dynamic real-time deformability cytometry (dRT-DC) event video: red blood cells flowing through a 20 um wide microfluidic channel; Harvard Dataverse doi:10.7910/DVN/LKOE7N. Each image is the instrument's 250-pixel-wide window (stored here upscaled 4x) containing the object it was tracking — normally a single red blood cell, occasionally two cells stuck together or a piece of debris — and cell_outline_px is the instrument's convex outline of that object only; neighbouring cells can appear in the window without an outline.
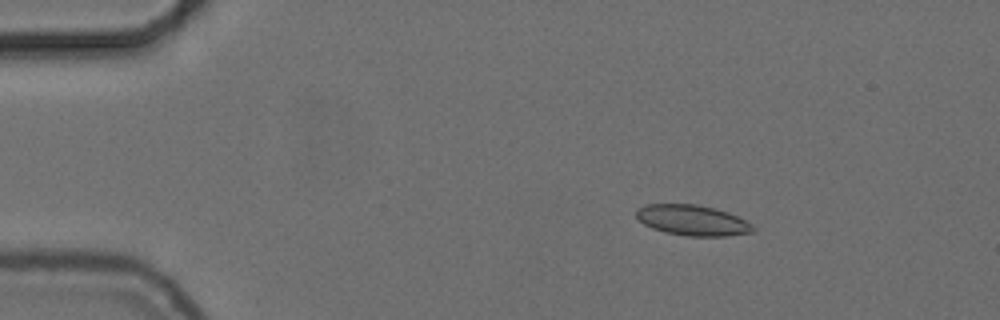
{"species": "common noctule bat (a hibernating species)", "species_latin": "Nyctalus noctula", "temperature_condition": "cold", "stored_images_in_passage": 47, "camera_frame_rate_fps": 3000, "um_per_image_px": 0.085, "animal": {"sex": "female", "body_mass_g": 24.6, "forearm_length_mm": 56.2}, "frame": {"image": 1, "passage_image": 1, "time_ms": 0.0, "image_size_px": [1000, 320], "cell_outline_px": [[756, 232], [724, 236], [688, 236], [664, 232], [652, 228], [644, 224], [636, 216], [636, 208], [644, 204], [696, 204], [716, 208], [728, 212], [752, 224], [756, 228]], "centroid_in_image_um": [58.86, 18.72], "position_along_channel_um": 26.1, "area_um2": 20.92}}
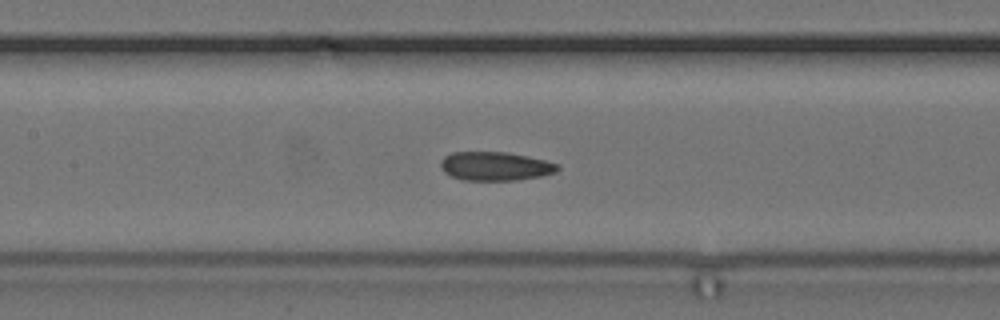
{"frame": {"image": 2, "passage_image": 18, "time_ms": 5.667, "image_size_px": [1000, 320], "cell_outline_px": [[560, 168], [556, 172], [540, 176], [516, 180], [464, 180], [452, 176], [444, 172], [440, 164], [440, 160], [444, 156], [452, 152], [508, 152], [544, 160], [560, 164]], "centroid_in_image_um": [42.09, 14.12], "position_along_channel_um": 165.3, "area_um2": 19.59}}
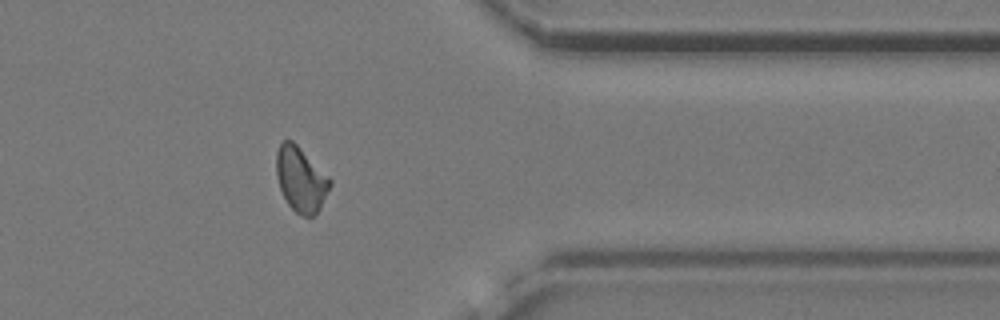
{"frame": {"image": 3, "passage_image": 37, "time_ms": 12.0, "image_size_px": [1000, 320], "cell_outline_px": [[332, 184], [320, 208], [312, 216], [300, 216], [288, 204], [280, 188], [276, 176], [276, 152], [280, 144], [284, 140], [292, 140], [332, 180]], "centroid_in_image_um": [25.56, 15.25], "position_along_channel_um": 385.8, "area_um2": 20.06}, "authors_computed_cell_mechanics": {"area_um2": 19.652, "velocity_mm_per_s": 3.7048, "shape_relaxation_time_tau1_ms": null, "shape_relaxation_time_tau2_ms": 2.9455, "deformation_change_tau1": null, "deformation_change_tau2": 0.0813}}